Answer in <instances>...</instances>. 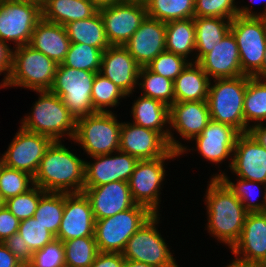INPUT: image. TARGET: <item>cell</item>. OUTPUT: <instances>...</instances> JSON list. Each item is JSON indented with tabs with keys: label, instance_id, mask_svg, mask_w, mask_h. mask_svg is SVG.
<instances>
[{
	"label": "cell",
	"instance_id": "cell-1",
	"mask_svg": "<svg viewBox=\"0 0 266 267\" xmlns=\"http://www.w3.org/2000/svg\"><path fill=\"white\" fill-rule=\"evenodd\" d=\"M85 161L74 155L61 141H52L33 177L34 185L45 192H83ZM69 189V190H68Z\"/></svg>",
	"mask_w": 266,
	"mask_h": 267
},
{
	"label": "cell",
	"instance_id": "cell-2",
	"mask_svg": "<svg viewBox=\"0 0 266 267\" xmlns=\"http://www.w3.org/2000/svg\"><path fill=\"white\" fill-rule=\"evenodd\" d=\"M207 189L209 233L232 248L240 237L248 212L219 178H212Z\"/></svg>",
	"mask_w": 266,
	"mask_h": 267
},
{
	"label": "cell",
	"instance_id": "cell-3",
	"mask_svg": "<svg viewBox=\"0 0 266 267\" xmlns=\"http://www.w3.org/2000/svg\"><path fill=\"white\" fill-rule=\"evenodd\" d=\"M36 92L41 94L39 100L33 106L32 115L22 120L21 128L47 136L52 141H61L64 134L73 140L77 120L61 98L50 90Z\"/></svg>",
	"mask_w": 266,
	"mask_h": 267
},
{
	"label": "cell",
	"instance_id": "cell-4",
	"mask_svg": "<svg viewBox=\"0 0 266 267\" xmlns=\"http://www.w3.org/2000/svg\"><path fill=\"white\" fill-rule=\"evenodd\" d=\"M250 76L214 79L209 86L207 103L210 118L244 133V96Z\"/></svg>",
	"mask_w": 266,
	"mask_h": 267
},
{
	"label": "cell",
	"instance_id": "cell-5",
	"mask_svg": "<svg viewBox=\"0 0 266 267\" xmlns=\"http://www.w3.org/2000/svg\"><path fill=\"white\" fill-rule=\"evenodd\" d=\"M154 214L145 206L95 220L94 238L99 252L123 253L129 238Z\"/></svg>",
	"mask_w": 266,
	"mask_h": 267
},
{
	"label": "cell",
	"instance_id": "cell-6",
	"mask_svg": "<svg viewBox=\"0 0 266 267\" xmlns=\"http://www.w3.org/2000/svg\"><path fill=\"white\" fill-rule=\"evenodd\" d=\"M58 64L30 45L13 51L12 69L6 86H20L34 91L50 90Z\"/></svg>",
	"mask_w": 266,
	"mask_h": 267
},
{
	"label": "cell",
	"instance_id": "cell-7",
	"mask_svg": "<svg viewBox=\"0 0 266 267\" xmlns=\"http://www.w3.org/2000/svg\"><path fill=\"white\" fill-rule=\"evenodd\" d=\"M121 125L111 111L89 114L77 119L73 141L91 157L118 153Z\"/></svg>",
	"mask_w": 266,
	"mask_h": 267
},
{
	"label": "cell",
	"instance_id": "cell-8",
	"mask_svg": "<svg viewBox=\"0 0 266 267\" xmlns=\"http://www.w3.org/2000/svg\"><path fill=\"white\" fill-rule=\"evenodd\" d=\"M98 72L66 67L59 64L50 91L58 95L77 120L96 113L92 105V87Z\"/></svg>",
	"mask_w": 266,
	"mask_h": 267
},
{
	"label": "cell",
	"instance_id": "cell-9",
	"mask_svg": "<svg viewBox=\"0 0 266 267\" xmlns=\"http://www.w3.org/2000/svg\"><path fill=\"white\" fill-rule=\"evenodd\" d=\"M236 39L242 73L253 77L263 64L266 47V18L236 16L230 25Z\"/></svg>",
	"mask_w": 266,
	"mask_h": 267
},
{
	"label": "cell",
	"instance_id": "cell-10",
	"mask_svg": "<svg viewBox=\"0 0 266 267\" xmlns=\"http://www.w3.org/2000/svg\"><path fill=\"white\" fill-rule=\"evenodd\" d=\"M42 5L28 1L0 0V40L13 41L16 47L29 45Z\"/></svg>",
	"mask_w": 266,
	"mask_h": 267
},
{
	"label": "cell",
	"instance_id": "cell-11",
	"mask_svg": "<svg viewBox=\"0 0 266 267\" xmlns=\"http://www.w3.org/2000/svg\"><path fill=\"white\" fill-rule=\"evenodd\" d=\"M158 220V214H154L129 238L123 257L155 267H179L155 227Z\"/></svg>",
	"mask_w": 266,
	"mask_h": 267
},
{
	"label": "cell",
	"instance_id": "cell-12",
	"mask_svg": "<svg viewBox=\"0 0 266 267\" xmlns=\"http://www.w3.org/2000/svg\"><path fill=\"white\" fill-rule=\"evenodd\" d=\"M178 156V152L170 150L164 157L137 162L128 181L136 204L145 206L153 214L158 213L159 189L165 177L164 161Z\"/></svg>",
	"mask_w": 266,
	"mask_h": 267
},
{
	"label": "cell",
	"instance_id": "cell-13",
	"mask_svg": "<svg viewBox=\"0 0 266 267\" xmlns=\"http://www.w3.org/2000/svg\"><path fill=\"white\" fill-rule=\"evenodd\" d=\"M110 45L124 46L147 16L144 4L121 1L99 9Z\"/></svg>",
	"mask_w": 266,
	"mask_h": 267
},
{
	"label": "cell",
	"instance_id": "cell-14",
	"mask_svg": "<svg viewBox=\"0 0 266 267\" xmlns=\"http://www.w3.org/2000/svg\"><path fill=\"white\" fill-rule=\"evenodd\" d=\"M51 143L52 140L47 136L20 128L2 157L4 165L34 177Z\"/></svg>",
	"mask_w": 266,
	"mask_h": 267
},
{
	"label": "cell",
	"instance_id": "cell-15",
	"mask_svg": "<svg viewBox=\"0 0 266 267\" xmlns=\"http://www.w3.org/2000/svg\"><path fill=\"white\" fill-rule=\"evenodd\" d=\"M95 218L90 202L83 192L64 193V210L55 239L71 240L94 236Z\"/></svg>",
	"mask_w": 266,
	"mask_h": 267
},
{
	"label": "cell",
	"instance_id": "cell-16",
	"mask_svg": "<svg viewBox=\"0 0 266 267\" xmlns=\"http://www.w3.org/2000/svg\"><path fill=\"white\" fill-rule=\"evenodd\" d=\"M119 150L138 160H153L164 157L171 149L159 132L124 122L120 130Z\"/></svg>",
	"mask_w": 266,
	"mask_h": 267
},
{
	"label": "cell",
	"instance_id": "cell-17",
	"mask_svg": "<svg viewBox=\"0 0 266 267\" xmlns=\"http://www.w3.org/2000/svg\"><path fill=\"white\" fill-rule=\"evenodd\" d=\"M231 250L239 262L266 267V212L247 213L240 237Z\"/></svg>",
	"mask_w": 266,
	"mask_h": 267
},
{
	"label": "cell",
	"instance_id": "cell-18",
	"mask_svg": "<svg viewBox=\"0 0 266 267\" xmlns=\"http://www.w3.org/2000/svg\"><path fill=\"white\" fill-rule=\"evenodd\" d=\"M230 169L239 178L266 184V149L249 132L237 137Z\"/></svg>",
	"mask_w": 266,
	"mask_h": 267
},
{
	"label": "cell",
	"instance_id": "cell-19",
	"mask_svg": "<svg viewBox=\"0 0 266 267\" xmlns=\"http://www.w3.org/2000/svg\"><path fill=\"white\" fill-rule=\"evenodd\" d=\"M95 220L113 216L136 205L129 183L114 181L96 187H83Z\"/></svg>",
	"mask_w": 266,
	"mask_h": 267
},
{
	"label": "cell",
	"instance_id": "cell-20",
	"mask_svg": "<svg viewBox=\"0 0 266 267\" xmlns=\"http://www.w3.org/2000/svg\"><path fill=\"white\" fill-rule=\"evenodd\" d=\"M112 154L93 156L96 162H85L84 187H96L114 181L128 182L139 161L128 153L118 151Z\"/></svg>",
	"mask_w": 266,
	"mask_h": 267
},
{
	"label": "cell",
	"instance_id": "cell-21",
	"mask_svg": "<svg viewBox=\"0 0 266 267\" xmlns=\"http://www.w3.org/2000/svg\"><path fill=\"white\" fill-rule=\"evenodd\" d=\"M124 46L140 67H146L166 51V23L146 16Z\"/></svg>",
	"mask_w": 266,
	"mask_h": 267
},
{
	"label": "cell",
	"instance_id": "cell-22",
	"mask_svg": "<svg viewBox=\"0 0 266 267\" xmlns=\"http://www.w3.org/2000/svg\"><path fill=\"white\" fill-rule=\"evenodd\" d=\"M140 68L125 46L110 45L103 51L99 73L128 96L138 84Z\"/></svg>",
	"mask_w": 266,
	"mask_h": 267
},
{
	"label": "cell",
	"instance_id": "cell-23",
	"mask_svg": "<svg viewBox=\"0 0 266 267\" xmlns=\"http://www.w3.org/2000/svg\"><path fill=\"white\" fill-rule=\"evenodd\" d=\"M197 63L209 78L211 76L214 79H224L244 75L242 73L238 45L231 31Z\"/></svg>",
	"mask_w": 266,
	"mask_h": 267
},
{
	"label": "cell",
	"instance_id": "cell-24",
	"mask_svg": "<svg viewBox=\"0 0 266 267\" xmlns=\"http://www.w3.org/2000/svg\"><path fill=\"white\" fill-rule=\"evenodd\" d=\"M239 134L229 125L210 120L201 134L194 139L200 155L211 162L222 163L234 151Z\"/></svg>",
	"mask_w": 266,
	"mask_h": 267
},
{
	"label": "cell",
	"instance_id": "cell-25",
	"mask_svg": "<svg viewBox=\"0 0 266 267\" xmlns=\"http://www.w3.org/2000/svg\"><path fill=\"white\" fill-rule=\"evenodd\" d=\"M131 113L134 119L133 124L159 132L168 141L171 150L178 152L179 155L187 151L180 142L175 140L169 129H163V125L167 122L169 124L170 119L167 105L142 95L136 102L134 101Z\"/></svg>",
	"mask_w": 266,
	"mask_h": 267
},
{
	"label": "cell",
	"instance_id": "cell-26",
	"mask_svg": "<svg viewBox=\"0 0 266 267\" xmlns=\"http://www.w3.org/2000/svg\"><path fill=\"white\" fill-rule=\"evenodd\" d=\"M169 124L184 139L192 140L211 120L207 101L175 102L169 107Z\"/></svg>",
	"mask_w": 266,
	"mask_h": 267
},
{
	"label": "cell",
	"instance_id": "cell-27",
	"mask_svg": "<svg viewBox=\"0 0 266 267\" xmlns=\"http://www.w3.org/2000/svg\"><path fill=\"white\" fill-rule=\"evenodd\" d=\"M70 39L65 26L45 21L43 18L33 30L29 45L56 64H62L69 51Z\"/></svg>",
	"mask_w": 266,
	"mask_h": 267
},
{
	"label": "cell",
	"instance_id": "cell-28",
	"mask_svg": "<svg viewBox=\"0 0 266 267\" xmlns=\"http://www.w3.org/2000/svg\"><path fill=\"white\" fill-rule=\"evenodd\" d=\"M189 62L174 80L175 102L207 101L210 78L197 62Z\"/></svg>",
	"mask_w": 266,
	"mask_h": 267
},
{
	"label": "cell",
	"instance_id": "cell-29",
	"mask_svg": "<svg viewBox=\"0 0 266 267\" xmlns=\"http://www.w3.org/2000/svg\"><path fill=\"white\" fill-rule=\"evenodd\" d=\"M97 11L90 0H44L42 18L65 26L72 21L87 19Z\"/></svg>",
	"mask_w": 266,
	"mask_h": 267
},
{
	"label": "cell",
	"instance_id": "cell-30",
	"mask_svg": "<svg viewBox=\"0 0 266 267\" xmlns=\"http://www.w3.org/2000/svg\"><path fill=\"white\" fill-rule=\"evenodd\" d=\"M224 19L220 17H194L195 51L199 52L195 57V62L209 53L230 31L232 20Z\"/></svg>",
	"mask_w": 266,
	"mask_h": 267
},
{
	"label": "cell",
	"instance_id": "cell-31",
	"mask_svg": "<svg viewBox=\"0 0 266 267\" xmlns=\"http://www.w3.org/2000/svg\"><path fill=\"white\" fill-rule=\"evenodd\" d=\"M71 43L88 44L104 51L110 46L99 10L91 17L65 25Z\"/></svg>",
	"mask_w": 266,
	"mask_h": 267
},
{
	"label": "cell",
	"instance_id": "cell-32",
	"mask_svg": "<svg viewBox=\"0 0 266 267\" xmlns=\"http://www.w3.org/2000/svg\"><path fill=\"white\" fill-rule=\"evenodd\" d=\"M195 50L194 18L166 23V51L185 59Z\"/></svg>",
	"mask_w": 266,
	"mask_h": 267
},
{
	"label": "cell",
	"instance_id": "cell-33",
	"mask_svg": "<svg viewBox=\"0 0 266 267\" xmlns=\"http://www.w3.org/2000/svg\"><path fill=\"white\" fill-rule=\"evenodd\" d=\"M266 120V82L250 77L244 96V133L248 132L250 121Z\"/></svg>",
	"mask_w": 266,
	"mask_h": 267
},
{
	"label": "cell",
	"instance_id": "cell-34",
	"mask_svg": "<svg viewBox=\"0 0 266 267\" xmlns=\"http://www.w3.org/2000/svg\"><path fill=\"white\" fill-rule=\"evenodd\" d=\"M147 16L164 23L194 18V0H149Z\"/></svg>",
	"mask_w": 266,
	"mask_h": 267
},
{
	"label": "cell",
	"instance_id": "cell-35",
	"mask_svg": "<svg viewBox=\"0 0 266 267\" xmlns=\"http://www.w3.org/2000/svg\"><path fill=\"white\" fill-rule=\"evenodd\" d=\"M64 210L63 192H46L38 203L34 219L48 229L55 237L60 227Z\"/></svg>",
	"mask_w": 266,
	"mask_h": 267
},
{
	"label": "cell",
	"instance_id": "cell-36",
	"mask_svg": "<svg viewBox=\"0 0 266 267\" xmlns=\"http://www.w3.org/2000/svg\"><path fill=\"white\" fill-rule=\"evenodd\" d=\"M142 79L139 83L143 89V96L158 100L170 107L175 103L174 81L160 74H155L147 67H141L138 79Z\"/></svg>",
	"mask_w": 266,
	"mask_h": 267
},
{
	"label": "cell",
	"instance_id": "cell-37",
	"mask_svg": "<svg viewBox=\"0 0 266 267\" xmlns=\"http://www.w3.org/2000/svg\"><path fill=\"white\" fill-rule=\"evenodd\" d=\"M62 243L65 267H90L99 252L94 236L75 238Z\"/></svg>",
	"mask_w": 266,
	"mask_h": 267
},
{
	"label": "cell",
	"instance_id": "cell-38",
	"mask_svg": "<svg viewBox=\"0 0 266 267\" xmlns=\"http://www.w3.org/2000/svg\"><path fill=\"white\" fill-rule=\"evenodd\" d=\"M103 51L82 43H71L63 65L90 72H99Z\"/></svg>",
	"mask_w": 266,
	"mask_h": 267
},
{
	"label": "cell",
	"instance_id": "cell-39",
	"mask_svg": "<svg viewBox=\"0 0 266 267\" xmlns=\"http://www.w3.org/2000/svg\"><path fill=\"white\" fill-rule=\"evenodd\" d=\"M127 95L111 80L101 73H96L92 87V105L96 112H109L105 107L116 106L121 97Z\"/></svg>",
	"mask_w": 266,
	"mask_h": 267
},
{
	"label": "cell",
	"instance_id": "cell-40",
	"mask_svg": "<svg viewBox=\"0 0 266 267\" xmlns=\"http://www.w3.org/2000/svg\"><path fill=\"white\" fill-rule=\"evenodd\" d=\"M34 185L33 176L29 173L3 165L0 171V196L3 201L23 194ZM30 186V187H29Z\"/></svg>",
	"mask_w": 266,
	"mask_h": 267
},
{
	"label": "cell",
	"instance_id": "cell-41",
	"mask_svg": "<svg viewBox=\"0 0 266 267\" xmlns=\"http://www.w3.org/2000/svg\"><path fill=\"white\" fill-rule=\"evenodd\" d=\"M214 178H219L229 188V190L241 201L245 210L248 213L266 212V188H265L264 197H263L264 201H262V202H264L263 204L257 203V202L254 203L253 200H252V202H253L252 203L250 200V196H252V194H253L252 188L258 187L257 190L258 189L260 190L258 184L265 185V187H266V184L259 183L256 181L246 180L243 178L238 179L239 181H237V184H234L232 181H230L228 179L227 176H225L224 173H219V174H217V176L215 174Z\"/></svg>",
	"mask_w": 266,
	"mask_h": 267
},
{
	"label": "cell",
	"instance_id": "cell-42",
	"mask_svg": "<svg viewBox=\"0 0 266 267\" xmlns=\"http://www.w3.org/2000/svg\"><path fill=\"white\" fill-rule=\"evenodd\" d=\"M45 193L39 186L33 185L27 192L4 201V205L17 219L22 221L33 217L40 198Z\"/></svg>",
	"mask_w": 266,
	"mask_h": 267
},
{
	"label": "cell",
	"instance_id": "cell-43",
	"mask_svg": "<svg viewBox=\"0 0 266 267\" xmlns=\"http://www.w3.org/2000/svg\"><path fill=\"white\" fill-rule=\"evenodd\" d=\"M18 233L32 252L42 249L55 239V236L33 217L20 221Z\"/></svg>",
	"mask_w": 266,
	"mask_h": 267
},
{
	"label": "cell",
	"instance_id": "cell-44",
	"mask_svg": "<svg viewBox=\"0 0 266 267\" xmlns=\"http://www.w3.org/2000/svg\"><path fill=\"white\" fill-rule=\"evenodd\" d=\"M188 63L184 57L164 51L158 54L146 67L153 73L174 81Z\"/></svg>",
	"mask_w": 266,
	"mask_h": 267
},
{
	"label": "cell",
	"instance_id": "cell-45",
	"mask_svg": "<svg viewBox=\"0 0 266 267\" xmlns=\"http://www.w3.org/2000/svg\"><path fill=\"white\" fill-rule=\"evenodd\" d=\"M235 0H194V17H220L233 20L238 16Z\"/></svg>",
	"mask_w": 266,
	"mask_h": 267
},
{
	"label": "cell",
	"instance_id": "cell-46",
	"mask_svg": "<svg viewBox=\"0 0 266 267\" xmlns=\"http://www.w3.org/2000/svg\"><path fill=\"white\" fill-rule=\"evenodd\" d=\"M26 267H65L62 241L54 239L42 249L33 252L32 259Z\"/></svg>",
	"mask_w": 266,
	"mask_h": 267
},
{
	"label": "cell",
	"instance_id": "cell-47",
	"mask_svg": "<svg viewBox=\"0 0 266 267\" xmlns=\"http://www.w3.org/2000/svg\"><path fill=\"white\" fill-rule=\"evenodd\" d=\"M2 243L25 266L30 263L33 252L30 250V248L18 232L13 234L10 238H7Z\"/></svg>",
	"mask_w": 266,
	"mask_h": 267
},
{
	"label": "cell",
	"instance_id": "cell-48",
	"mask_svg": "<svg viewBox=\"0 0 266 267\" xmlns=\"http://www.w3.org/2000/svg\"><path fill=\"white\" fill-rule=\"evenodd\" d=\"M20 220L3 205L0 208V242L18 232Z\"/></svg>",
	"mask_w": 266,
	"mask_h": 267
},
{
	"label": "cell",
	"instance_id": "cell-49",
	"mask_svg": "<svg viewBox=\"0 0 266 267\" xmlns=\"http://www.w3.org/2000/svg\"><path fill=\"white\" fill-rule=\"evenodd\" d=\"M124 260L122 253L98 252L90 267H122Z\"/></svg>",
	"mask_w": 266,
	"mask_h": 267
},
{
	"label": "cell",
	"instance_id": "cell-50",
	"mask_svg": "<svg viewBox=\"0 0 266 267\" xmlns=\"http://www.w3.org/2000/svg\"><path fill=\"white\" fill-rule=\"evenodd\" d=\"M12 58H13V51L9 48L8 44L2 40H0V74L3 72L5 73V78L3 79L2 84L0 87H6L8 78L11 73L12 69Z\"/></svg>",
	"mask_w": 266,
	"mask_h": 267
},
{
	"label": "cell",
	"instance_id": "cell-51",
	"mask_svg": "<svg viewBox=\"0 0 266 267\" xmlns=\"http://www.w3.org/2000/svg\"><path fill=\"white\" fill-rule=\"evenodd\" d=\"M0 267H26L0 242Z\"/></svg>",
	"mask_w": 266,
	"mask_h": 267
},
{
	"label": "cell",
	"instance_id": "cell-52",
	"mask_svg": "<svg viewBox=\"0 0 266 267\" xmlns=\"http://www.w3.org/2000/svg\"><path fill=\"white\" fill-rule=\"evenodd\" d=\"M262 125V123L255 124L254 126L250 125L248 132L263 148L266 149V126L263 127Z\"/></svg>",
	"mask_w": 266,
	"mask_h": 267
},
{
	"label": "cell",
	"instance_id": "cell-53",
	"mask_svg": "<svg viewBox=\"0 0 266 267\" xmlns=\"http://www.w3.org/2000/svg\"><path fill=\"white\" fill-rule=\"evenodd\" d=\"M266 7V6H265ZM242 9H240V7L238 8L237 12H238V16L240 17H263L266 18V8L264 13H260L257 14L253 11H251V9H249V7H241Z\"/></svg>",
	"mask_w": 266,
	"mask_h": 267
},
{
	"label": "cell",
	"instance_id": "cell-54",
	"mask_svg": "<svg viewBox=\"0 0 266 267\" xmlns=\"http://www.w3.org/2000/svg\"><path fill=\"white\" fill-rule=\"evenodd\" d=\"M93 5L99 10L104 7H109L111 5H114L118 2L124 1V0H90Z\"/></svg>",
	"mask_w": 266,
	"mask_h": 267
},
{
	"label": "cell",
	"instance_id": "cell-55",
	"mask_svg": "<svg viewBox=\"0 0 266 267\" xmlns=\"http://www.w3.org/2000/svg\"><path fill=\"white\" fill-rule=\"evenodd\" d=\"M257 80L266 82V47L264 51V58H263V64L261 66V69L253 76ZM262 78L265 80H262Z\"/></svg>",
	"mask_w": 266,
	"mask_h": 267
},
{
	"label": "cell",
	"instance_id": "cell-56",
	"mask_svg": "<svg viewBox=\"0 0 266 267\" xmlns=\"http://www.w3.org/2000/svg\"><path fill=\"white\" fill-rule=\"evenodd\" d=\"M122 267H155V266L125 259Z\"/></svg>",
	"mask_w": 266,
	"mask_h": 267
},
{
	"label": "cell",
	"instance_id": "cell-57",
	"mask_svg": "<svg viewBox=\"0 0 266 267\" xmlns=\"http://www.w3.org/2000/svg\"><path fill=\"white\" fill-rule=\"evenodd\" d=\"M227 267H264V266H260L257 264H247V263L239 262L237 260H233V262Z\"/></svg>",
	"mask_w": 266,
	"mask_h": 267
},
{
	"label": "cell",
	"instance_id": "cell-58",
	"mask_svg": "<svg viewBox=\"0 0 266 267\" xmlns=\"http://www.w3.org/2000/svg\"><path fill=\"white\" fill-rule=\"evenodd\" d=\"M15 1H28V2H33V3H38L43 5L44 0H15Z\"/></svg>",
	"mask_w": 266,
	"mask_h": 267
},
{
	"label": "cell",
	"instance_id": "cell-59",
	"mask_svg": "<svg viewBox=\"0 0 266 267\" xmlns=\"http://www.w3.org/2000/svg\"><path fill=\"white\" fill-rule=\"evenodd\" d=\"M126 1H130V2H135V3H140V4H144V5H146V3H147L149 0H126Z\"/></svg>",
	"mask_w": 266,
	"mask_h": 267
},
{
	"label": "cell",
	"instance_id": "cell-60",
	"mask_svg": "<svg viewBox=\"0 0 266 267\" xmlns=\"http://www.w3.org/2000/svg\"><path fill=\"white\" fill-rule=\"evenodd\" d=\"M3 165H4V162H3V159L1 158L0 159V171H1L2 167H3Z\"/></svg>",
	"mask_w": 266,
	"mask_h": 267
},
{
	"label": "cell",
	"instance_id": "cell-61",
	"mask_svg": "<svg viewBox=\"0 0 266 267\" xmlns=\"http://www.w3.org/2000/svg\"><path fill=\"white\" fill-rule=\"evenodd\" d=\"M4 205V201L2 200L1 196H0V208Z\"/></svg>",
	"mask_w": 266,
	"mask_h": 267
}]
</instances>
